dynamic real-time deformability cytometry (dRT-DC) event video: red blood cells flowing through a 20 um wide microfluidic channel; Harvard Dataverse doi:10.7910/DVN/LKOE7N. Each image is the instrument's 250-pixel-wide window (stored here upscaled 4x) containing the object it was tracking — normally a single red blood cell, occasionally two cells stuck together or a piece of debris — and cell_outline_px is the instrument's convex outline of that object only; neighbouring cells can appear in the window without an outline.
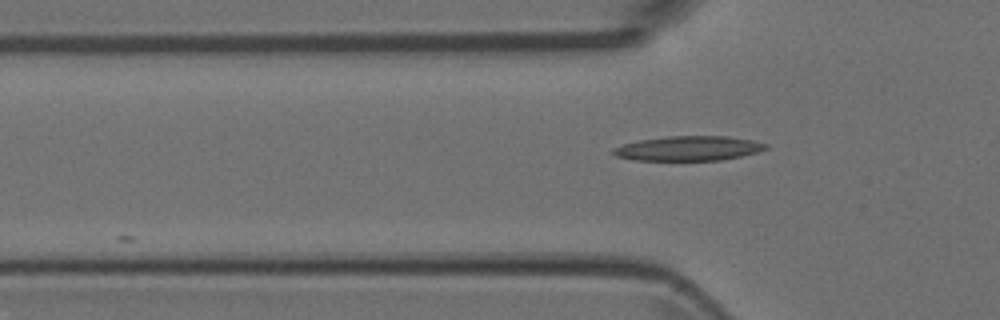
{"species": "Egyptian fruit bat (a non-hibernating species)", "species_latin": "Rousettus aegyptiacus", "temperature_condition": "room temperature", "stored_images_in_passage": 5, "camera_frame_rate_fps": 3000, "um_per_image_px": 0.085, "animal": {"sex": "female"}, "frame": {"image": 1, "passage_image": 5, "time_ms": 1.333, "image_size_px": [1000, 320], "cell_outline_px": [[768, 148], [756, 152], [740, 156], [720, 160], [636, 160], [616, 156], [612, 152], [612, 148], [624, 144], [640, 140], [668, 136], [728, 136], [752, 140], [768, 144]], "centroid_in_image_um": [58.53, 12.61], "position_along_channel_um": 67.3, "area_um2": 21.73}}